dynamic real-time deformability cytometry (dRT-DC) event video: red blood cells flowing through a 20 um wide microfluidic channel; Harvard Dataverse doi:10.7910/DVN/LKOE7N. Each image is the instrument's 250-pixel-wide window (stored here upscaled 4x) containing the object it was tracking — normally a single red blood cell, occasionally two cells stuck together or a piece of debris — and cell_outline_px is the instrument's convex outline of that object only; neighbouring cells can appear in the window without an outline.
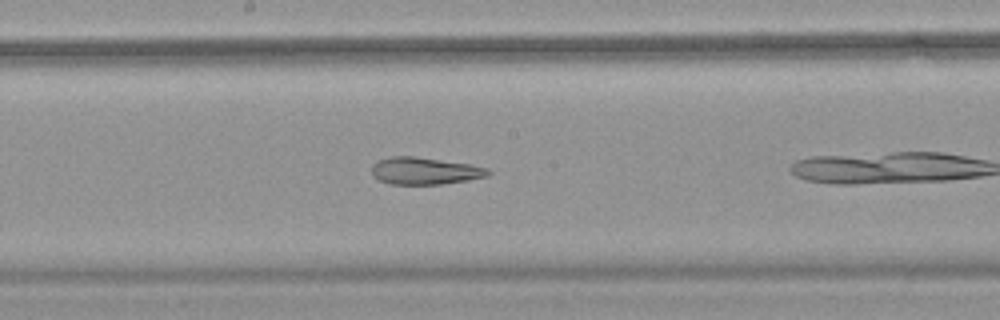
{"species": "common noctule bat (a hibernating species)", "species_latin": "Nyctalus noctula", "temperature_condition": "warm", "stored_images_in_passage": 26, "camera_frame_rate_fps": 3000, "um_per_image_px": 0.085, "animal": {"sex": "female", "body_mass_g": 18.4}, "frame": {"image": 1, "passage_image": 12, "time_ms": 3.667, "image_size_px": [1000, 320], "cell_outline_px": [[492, 172], [488, 176], [468, 180], [440, 184], [392, 184], [380, 180], [372, 176], [372, 164], [380, 160], [392, 156], [416, 156], [468, 164], [488, 168]], "centroid_in_image_um": [36.11, 14.52], "position_along_channel_um": 212.1, "area_um2": 18.32}}
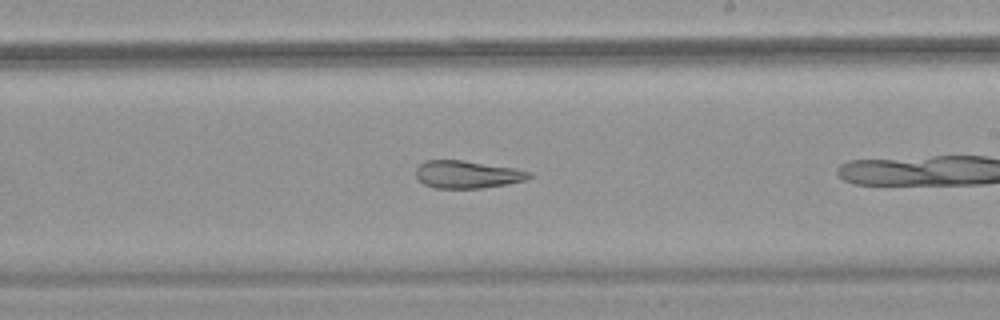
{"frame": {"image": 2, "passage_image": 15, "time_ms": 4.667, "image_size_px": [1000, 320], "cell_outline_px": [[532, 176], [524, 180], [504, 184], [480, 188], [436, 188], [424, 184], [416, 176], [416, 168], [424, 160], [460, 160], [512, 168], [532, 172]], "centroid_in_image_um": [39.67, 14.82], "position_along_channel_um": 249.3, "area_um2": 17.86}}